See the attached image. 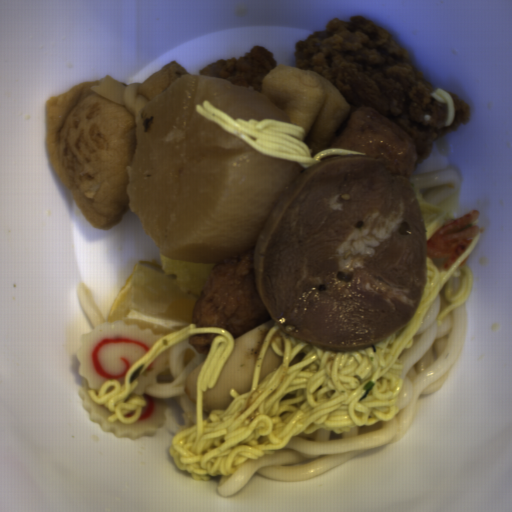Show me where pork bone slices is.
<instances>
[{"label":"pork bone slices","instance_id":"d1f655de","mask_svg":"<svg viewBox=\"0 0 512 512\" xmlns=\"http://www.w3.org/2000/svg\"><path fill=\"white\" fill-rule=\"evenodd\" d=\"M254 265L271 319L295 339L335 353L381 342L414 317L425 289L415 190L372 156L322 159L277 200Z\"/></svg>","mask_w":512,"mask_h":512}]
</instances>
